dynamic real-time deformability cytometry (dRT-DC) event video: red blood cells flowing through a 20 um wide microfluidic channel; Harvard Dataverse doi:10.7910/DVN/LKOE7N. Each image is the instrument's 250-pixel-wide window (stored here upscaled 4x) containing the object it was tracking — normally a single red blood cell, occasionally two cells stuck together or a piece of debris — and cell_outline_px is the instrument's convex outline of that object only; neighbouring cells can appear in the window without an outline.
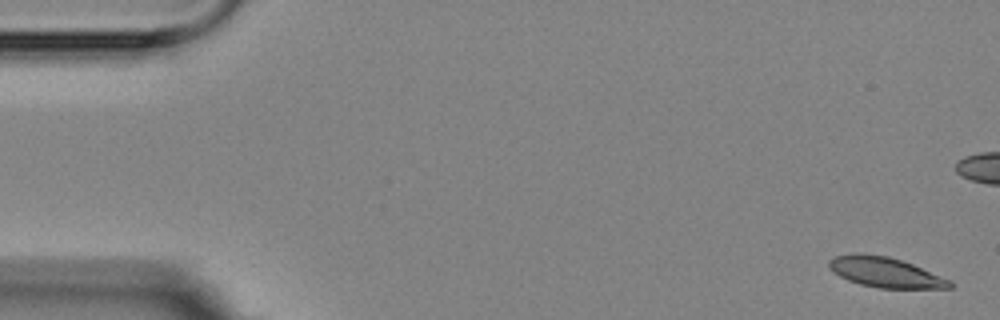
{"species": "Egyptian fruit bat (a non-hibernating species)", "species_latin": "Rousettus aegyptiacus", "temperature_condition": "room temperature", "stored_images_in_passage": 6, "camera_frame_rate_fps": 3000, "um_per_image_px": 0.085, "animal": {"sex": "female"}, "frame": {"image": 1, "passage_image": 1, "time_ms": 0.0, "image_size_px": [1000, 320], "cell_outline_px": [[952, 288], [880, 288], [860, 284], [848, 280], [840, 276], [828, 268], [828, 260], [836, 256], [852, 252], [856, 252], [888, 256], [912, 264], [952, 280]], "centroid_in_image_um": [75.22, 23.13], "position_along_channel_um": 9.8, "area_um2": 21.27}}